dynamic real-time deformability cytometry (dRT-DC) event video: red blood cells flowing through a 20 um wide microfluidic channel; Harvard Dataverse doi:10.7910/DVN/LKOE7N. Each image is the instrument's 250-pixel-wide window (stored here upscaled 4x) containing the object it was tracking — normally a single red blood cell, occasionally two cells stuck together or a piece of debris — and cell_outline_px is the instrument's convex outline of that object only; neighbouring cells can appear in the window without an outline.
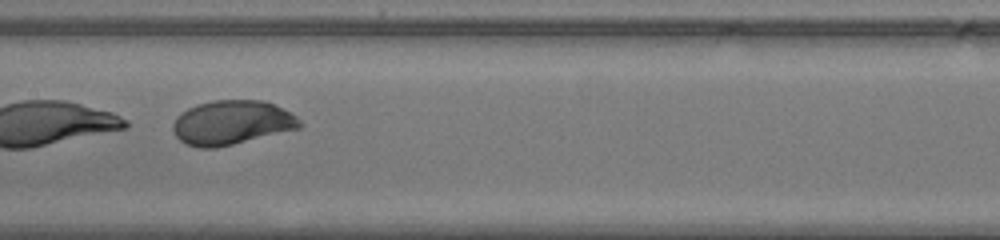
{"species": "human", "species_latin": "Homo sapiens", "temperature_condition": "warm", "stored_images_in_passage": 42, "segment_of_instrument_passage": [2, 2], "camera_frame_rate_fps": 3000, "um_per_image_px": 0.085, "donor": {"sex": "male"}, "frame": {"image": 1, "passage_image": 21, "time_ms": 6.667, "image_size_px": [1000, 240], "cell_outline_px": [[304, 124], [300, 128], [216, 148], [200, 148], [188, 144], [180, 140], [176, 136], [172, 128], [172, 124], [176, 116], [188, 108], [196, 104], [212, 100], [264, 100], [296, 116]], "centroid_in_image_um": [19.68, 10.42], "position_along_channel_um": 187.7, "area_um2": 32.6}}
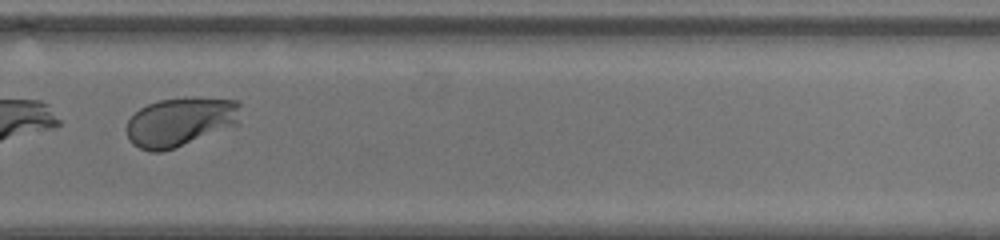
{"frame": {"image": 2, "passage_image": 29, "time_ms": 9.333, "image_size_px": [1000, 240], "cell_outline_px": [[240, 104], [236, 124], [164, 152], [152, 152], [140, 148], [132, 144], [128, 140], [124, 128], [128, 120], [140, 108], [148, 104], [160, 100], [184, 96], [192, 96], [240, 100]], "centroid_in_image_um": [15.26, 10.33], "position_along_channel_um": 314.5, "area_um2": 32.71}}